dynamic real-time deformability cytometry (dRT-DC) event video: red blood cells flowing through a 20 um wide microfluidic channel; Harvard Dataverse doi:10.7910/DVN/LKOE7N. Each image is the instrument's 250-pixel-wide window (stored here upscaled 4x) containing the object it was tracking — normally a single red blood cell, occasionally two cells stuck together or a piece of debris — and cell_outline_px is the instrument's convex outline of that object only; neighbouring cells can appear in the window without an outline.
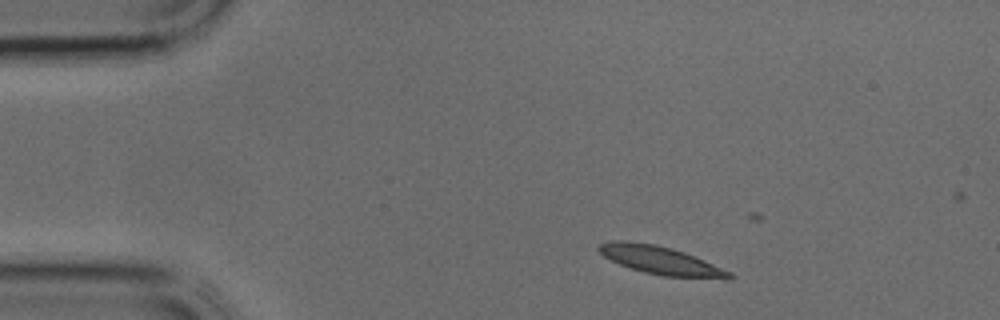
{"species": "common noctule bat (a hibernating species)", "species_latin": "Nyctalus noctula", "temperature_condition": "cold", "stored_images_in_passage": 6, "camera_frame_rate_fps": 3000, "um_per_image_px": 0.085, "animal": {"sex": "male", "body_mass_g": 17.9, "forearm_length_mm": 54.2}, "frame": {"image": 1, "passage_image": 1, "time_ms": 0.0, "image_size_px": [1000, 320], "cell_outline_px": [[736, 276], [732, 280], [728, 280], [664, 276], [644, 272], [620, 264], [604, 256], [596, 248], [600, 244], [612, 240], [624, 240], [656, 244], [672, 248], [684, 252], [704, 260], [732, 272]], "centroid_in_image_um": [56.24, 22.14], "position_along_channel_um": 28.8, "area_um2": 21.68}}